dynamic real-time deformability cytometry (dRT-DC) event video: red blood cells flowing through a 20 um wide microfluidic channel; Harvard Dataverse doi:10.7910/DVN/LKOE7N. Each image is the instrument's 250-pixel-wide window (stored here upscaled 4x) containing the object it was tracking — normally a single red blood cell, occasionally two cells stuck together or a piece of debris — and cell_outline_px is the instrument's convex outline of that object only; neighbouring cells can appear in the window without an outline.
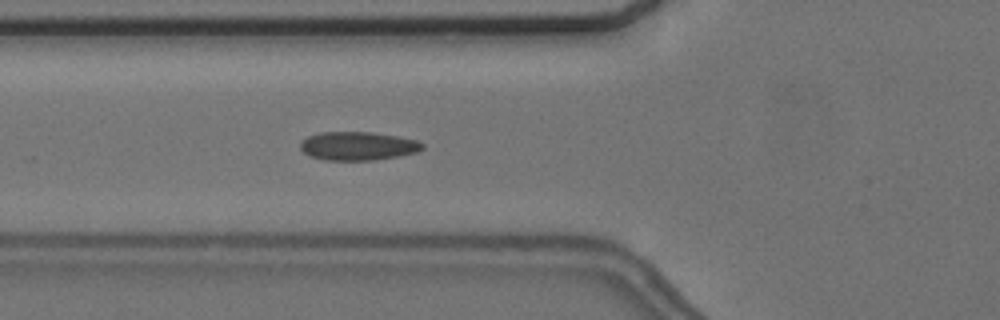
{"species": "common noctule bat (a hibernating species)", "species_latin": "Nyctalus noctula", "temperature_condition": "cold", "stored_images_in_passage": 43, "camera_frame_rate_fps": 3000, "um_per_image_px": 0.085, "animal": {"sex": "female", "body_mass_g": 24.6, "forearm_length_mm": 56.2}, "frame": {"image": 1, "passage_image": 19, "time_ms": 6.0, "image_size_px": [1000, 320], "cell_outline_px": [[424, 148], [416, 152], [396, 156], [372, 160], [324, 160], [308, 156], [300, 148], [300, 140], [308, 136], [320, 132], [372, 132], [396, 136], [416, 140], [424, 144]], "centroid_in_image_um": [30.37, 12.4], "position_along_channel_um": 95.4, "area_um2": 20.29}, "authors_computed_cell_mechanics": {"area_um2": 19.7098, "velocity_mm_per_s": 3.6602, "shape_relaxation_time_tau1_ms": null, "shape_relaxation_time_tau2_ms": 1.8614, "deformation_change_tau1": null, "deformation_change_tau2": 0.0561}}